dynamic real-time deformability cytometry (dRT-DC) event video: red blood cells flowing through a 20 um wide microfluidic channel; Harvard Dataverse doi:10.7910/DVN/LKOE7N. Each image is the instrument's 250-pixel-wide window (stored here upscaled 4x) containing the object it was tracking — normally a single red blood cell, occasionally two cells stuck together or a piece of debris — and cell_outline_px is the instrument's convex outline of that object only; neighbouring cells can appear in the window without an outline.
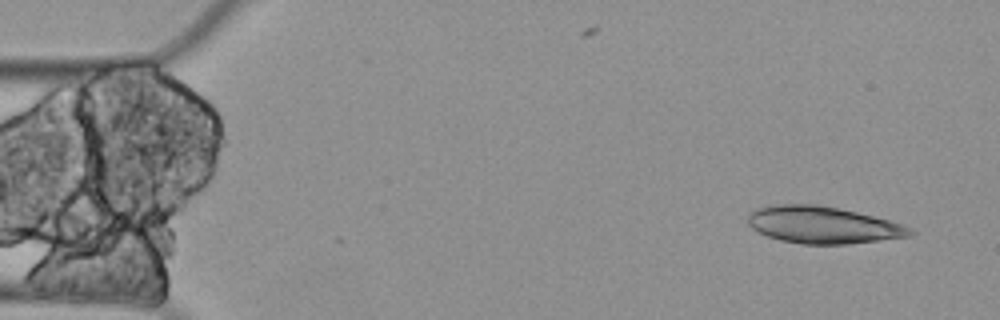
{"species": "Egyptian fruit bat (a non-hibernating species)", "species_latin": "Rousettus aegyptiacus", "temperature_condition": "cold", "stored_images_in_passage": 9, "camera_frame_rate_fps": 3000, "um_per_image_px": 0.085, "animal": {"sex": "female"}, "frame": {"image": 1, "passage_image": 1, "time_ms": 0.0, "image_size_px": [1000, 320], "cell_outline_px": [[916, 232], [908, 236], [848, 244], [804, 244], [780, 240], [768, 236], [752, 228], [748, 224], [748, 212], [756, 208], [776, 204], [816, 204], [856, 212], [904, 224], [912, 228]], "centroid_in_image_um": [69.92, 19.11], "position_along_channel_um": 15.1, "area_um2": 34.8}}